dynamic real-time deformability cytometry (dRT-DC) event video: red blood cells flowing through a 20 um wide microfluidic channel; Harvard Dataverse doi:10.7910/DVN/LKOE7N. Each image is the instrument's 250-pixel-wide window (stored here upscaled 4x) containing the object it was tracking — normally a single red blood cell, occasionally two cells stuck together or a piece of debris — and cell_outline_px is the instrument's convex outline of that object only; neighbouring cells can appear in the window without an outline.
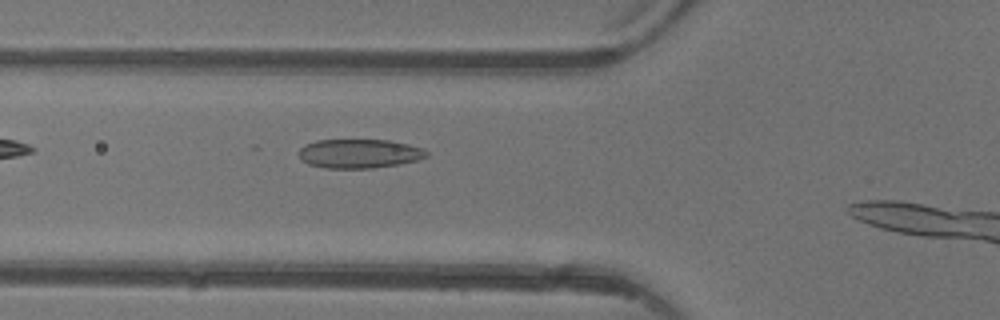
{"species": "common noctule bat (a hibernating species)", "species_latin": "Nyctalus noctula", "temperature_condition": "warm", "stored_images_in_passage": 5, "camera_frame_rate_fps": 3000, "um_per_image_px": 0.085, "animal": {"sex": "female"}, "frame": {"image": 1, "passage_image": 4, "time_ms": 4.667, "image_size_px": [1000, 320], "cell_outline_px": [[428, 156], [416, 160], [400, 164], [372, 168], [324, 168], [308, 164], [296, 152], [304, 144], [316, 140], [388, 140], [408, 144], [424, 148], [428, 152]], "centroid_in_image_um": [30.53, 13.05], "position_along_channel_um": 95.3, "area_um2": 21.73}}